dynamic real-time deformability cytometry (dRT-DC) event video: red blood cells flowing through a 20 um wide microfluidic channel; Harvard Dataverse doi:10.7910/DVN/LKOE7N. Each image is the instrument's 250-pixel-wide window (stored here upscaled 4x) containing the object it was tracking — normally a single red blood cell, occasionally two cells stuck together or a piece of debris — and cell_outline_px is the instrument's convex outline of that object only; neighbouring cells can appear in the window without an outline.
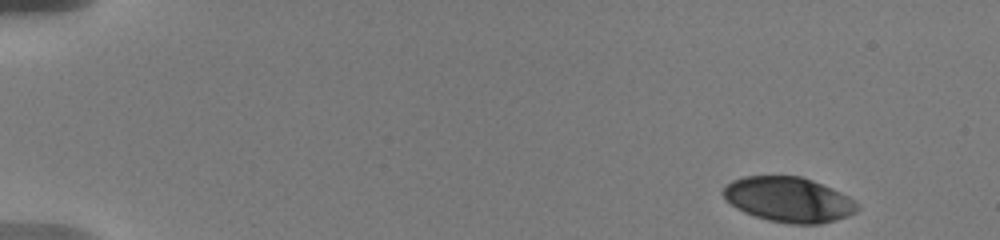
{"species": "human", "species_latin": "Homo sapiens", "temperature_condition": "warm", "stored_images_in_passage": 14, "camera_frame_rate_fps": 3000, "um_per_image_px": 0.085, "donor": {"sex": "male"}, "frame": {"image": 1, "passage_image": 1, "time_ms": 0.0, "image_size_px": [1000, 240], "cell_outline_px": [[860, 208], [856, 212], [848, 216], [836, 220], [820, 224], [788, 224], [768, 220], [744, 212], [736, 208], [724, 200], [720, 192], [724, 184], [732, 180], [744, 176], [800, 176], [812, 180], [832, 188], [856, 200], [860, 204]], "centroid_in_image_um": [67.02, 16.96], "position_along_channel_um": 18.0, "area_um2": 35.72}}
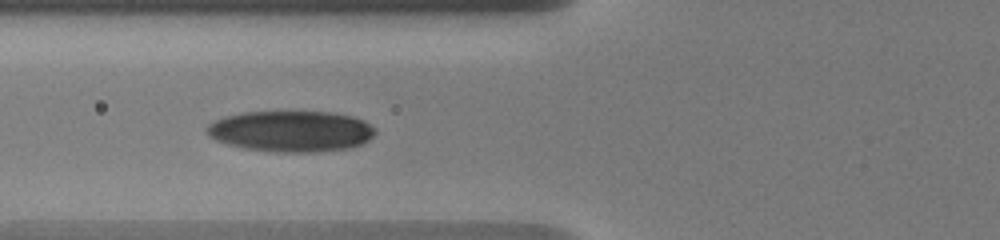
{"frame": {"image": 2, "passage_image": 12, "time_ms": 6.0, "image_size_px": [1000, 240], "cell_outline_px": [[376, 132], [368, 140], [352, 148], [320, 152], [272, 152], [244, 148], [228, 144], [216, 140], [208, 136], [204, 132], [204, 128], [208, 124], [224, 116], [244, 112], [328, 112], [352, 116], [364, 120], [376, 128]], "centroid_in_image_um": [24.73, 11.16], "position_along_channel_um": 101.1, "area_um2": 40.58}}
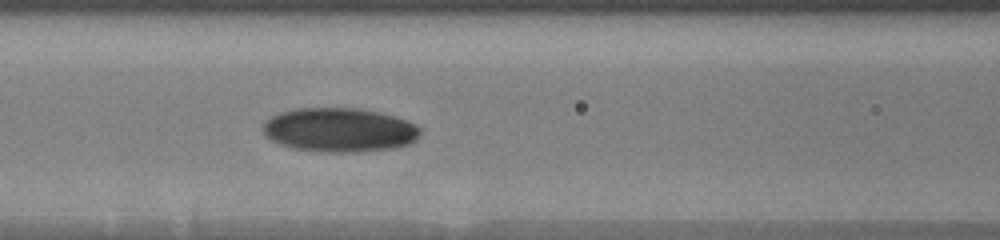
{"frame": {"image": 3, "passage_image": 14, "time_ms": 7.0, "image_size_px": [1000, 240], "cell_outline_px": [[420, 132], [416, 140], [408, 144], [396, 148], [360, 152], [320, 152], [292, 148], [280, 144], [272, 140], [264, 132], [264, 124], [272, 116], [280, 112], [296, 108], [360, 108], [408, 120], [416, 124], [420, 128]], "centroid_in_image_um": [28.88, 11.05], "position_along_channel_um": 137.7, "area_um2": 40.4}}